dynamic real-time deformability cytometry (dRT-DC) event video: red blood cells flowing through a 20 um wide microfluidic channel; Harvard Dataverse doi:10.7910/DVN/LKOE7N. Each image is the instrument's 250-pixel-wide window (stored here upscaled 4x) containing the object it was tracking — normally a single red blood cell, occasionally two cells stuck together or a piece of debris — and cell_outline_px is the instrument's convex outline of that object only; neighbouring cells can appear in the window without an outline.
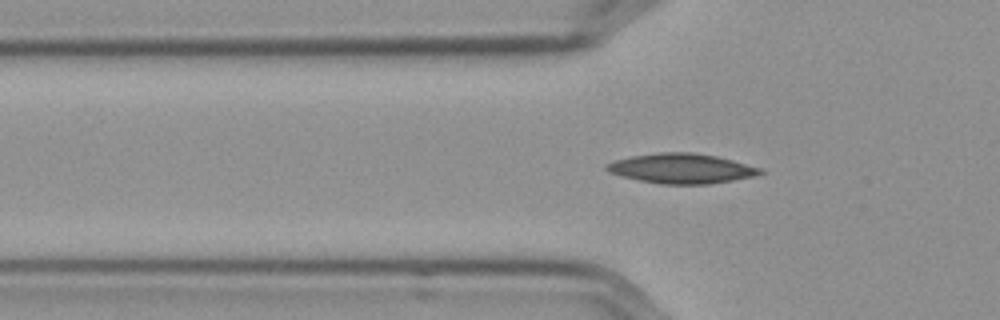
{"species": "Egyptian fruit bat (a non-hibernating species)", "species_latin": "Rousettus aegyptiacus", "temperature_condition": "cold", "stored_images_in_passage": 36, "camera_frame_rate_fps": 3000, "um_per_image_px": 0.085, "frame": {"image": 1, "passage_image": 4, "time_ms": 1.0, "image_size_px": [1000, 320], "cell_outline_px": [[764, 172], [752, 176], [732, 180], [708, 184], [660, 184], [640, 180], [608, 172], [604, 168], [608, 164], [616, 160], [632, 156], [660, 152], [692, 152], [716, 156], [732, 160], [760, 168]], "centroid_in_image_um": [57.91, 14.32], "position_along_channel_um": 67.9, "area_um2": 26.3}}
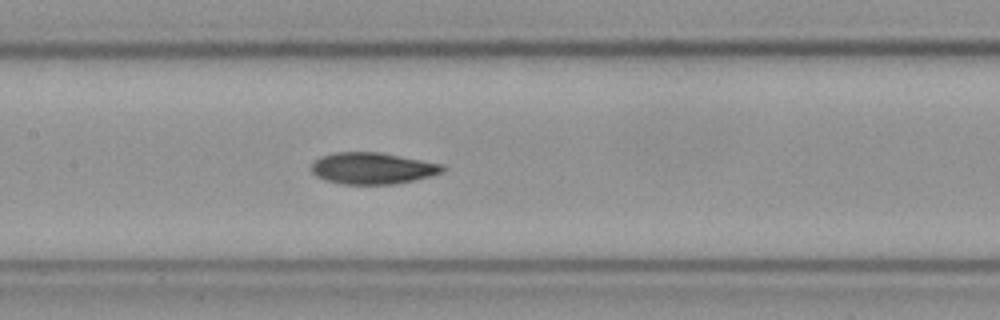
{"frame": {"image": 2, "passage_image": 13, "time_ms": 4.0, "image_size_px": [1000, 320], "cell_outline_px": [[448, 168], [444, 172], [412, 180], [392, 184], [340, 184], [324, 180], [316, 176], [312, 172], [312, 164], [320, 156], [336, 152], [380, 152], [444, 164]], "centroid_in_image_um": [31.67, 14.3], "position_along_channel_um": 175.7, "area_um2": 24.16}}
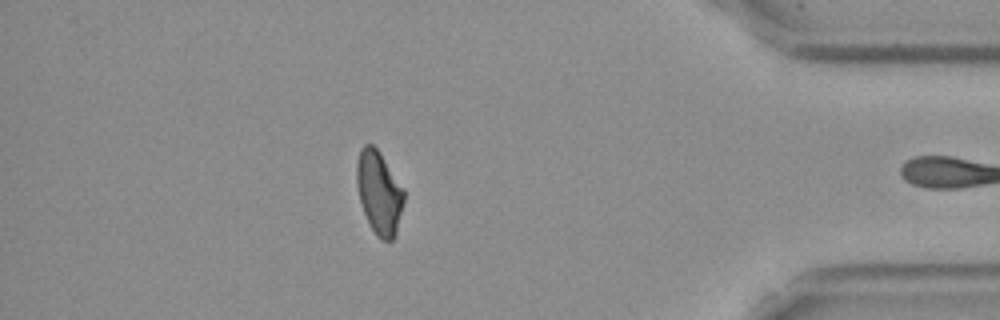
{"frame": {"image": 3, "passage_image": 35, "time_ms": 11.333, "image_size_px": [1000, 320], "cell_outline_px": [[404, 200], [396, 232], [392, 240], [380, 240], [376, 236], [364, 212], [360, 200], [356, 184], [356, 164], [360, 148], [364, 144], [372, 144], [380, 152], [404, 188]], "centroid_in_image_um": [32.21, 16.33], "position_along_channel_um": 403.0, "area_um2": 22.83}}